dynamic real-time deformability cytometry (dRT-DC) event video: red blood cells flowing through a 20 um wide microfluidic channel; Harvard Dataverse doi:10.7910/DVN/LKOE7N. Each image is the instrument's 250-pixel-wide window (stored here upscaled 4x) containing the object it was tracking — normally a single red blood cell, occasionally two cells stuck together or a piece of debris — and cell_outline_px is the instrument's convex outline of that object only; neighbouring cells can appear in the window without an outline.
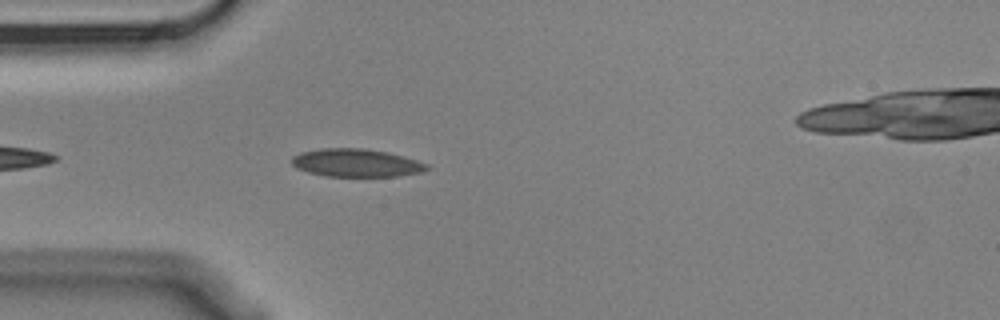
{"species": "Egyptian fruit bat (a non-hibernating species)", "species_latin": "Rousettus aegyptiacus", "temperature_condition": "cold", "stored_images_in_passage": 5, "camera_frame_rate_fps": 3000, "um_per_image_px": 0.085, "animal": {"sex": "male"}, "frame": {"image": 1, "passage_image": 5, "time_ms": 1.333, "image_size_px": [1000, 320], "cell_outline_px": [[428, 168], [420, 172], [396, 176], [324, 176], [308, 172], [296, 168], [292, 164], [292, 156], [300, 152], [320, 148], [360, 148], [388, 152], [416, 160], [428, 164]], "centroid_in_image_um": [30.22, 13.84], "position_along_channel_um": 54.8, "area_um2": 21.91}}